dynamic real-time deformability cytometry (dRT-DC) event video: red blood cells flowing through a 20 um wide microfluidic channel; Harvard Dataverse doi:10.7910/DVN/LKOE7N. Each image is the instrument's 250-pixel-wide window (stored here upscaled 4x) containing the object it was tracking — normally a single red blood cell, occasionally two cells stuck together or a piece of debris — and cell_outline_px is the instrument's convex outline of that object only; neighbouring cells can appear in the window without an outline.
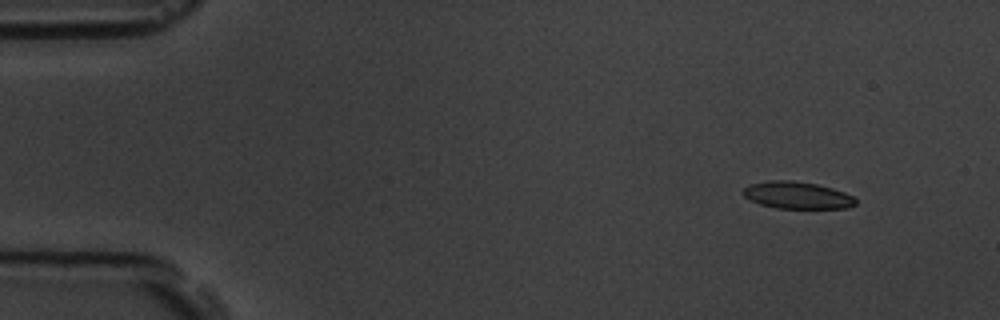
{"species": "common noctule bat (a hibernating species)", "species_latin": "Nyctalus noctula", "temperature_condition": "room temperature", "stored_images_in_passage": 15, "camera_frame_rate_fps": 3000, "um_per_image_px": 0.085, "animal": {"sex": "male", "body_mass_g": 19.5, "forearm_length_mm": 54.6}, "frame": {"image": 1, "passage_image": 2, "time_ms": 1.333, "image_size_px": [1000, 320], "cell_outline_px": [[856, 204], [848, 208], [776, 208], [760, 204], [744, 196], [740, 192], [748, 184], [768, 180], [792, 180], [816, 184], [832, 188], [844, 192], [852, 196], [856, 200]], "centroid_in_image_um": [67.73, 16.58], "position_along_channel_um": 17.3, "area_um2": 17.8}}
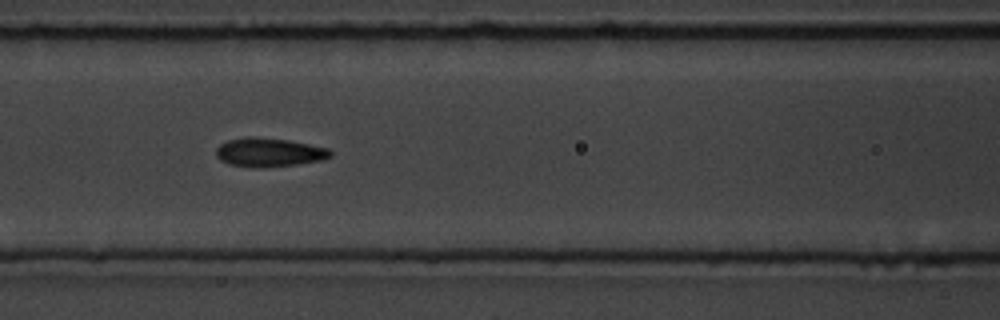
{"frame": {"image": 2, "passage_image": 7, "time_ms": 7.667, "image_size_px": [1000, 320], "cell_outline_px": [[332, 156], [320, 160], [296, 164], [228, 164], [220, 160], [216, 156], [216, 148], [220, 144], [228, 140], [244, 136], [252, 136], [288, 140], [328, 148], [332, 152]], "centroid_in_image_um": [22.86, 12.88], "position_along_channel_um": 143.7, "area_um2": 18.21}}
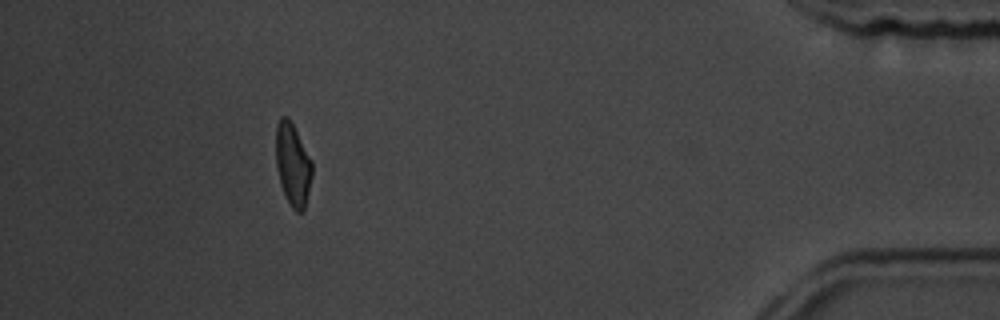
{"frame": {"image": 3, "passage_image": 14, "time_ms": 16.667, "image_size_px": [1000, 320], "cell_outline_px": [[312, 176], [304, 212], [296, 212], [292, 208], [280, 184], [276, 168], [276, 124], [280, 116], [288, 116], [312, 160]], "centroid_in_image_um": [24.88, 13.98], "position_along_channel_um": 410.3, "area_um2": 17.51}, "authors_computed_cell_mechanics": {"area_um2": 18.4382, "velocity_mm_per_s": 3.6139, "shape_relaxation_time_tau1_ms": 4.6608, "shape_relaxation_time_tau2_ms": 0.7299, "deformation_change_tau1": 0.1272, "deformation_change_tau2": 0.0637}}